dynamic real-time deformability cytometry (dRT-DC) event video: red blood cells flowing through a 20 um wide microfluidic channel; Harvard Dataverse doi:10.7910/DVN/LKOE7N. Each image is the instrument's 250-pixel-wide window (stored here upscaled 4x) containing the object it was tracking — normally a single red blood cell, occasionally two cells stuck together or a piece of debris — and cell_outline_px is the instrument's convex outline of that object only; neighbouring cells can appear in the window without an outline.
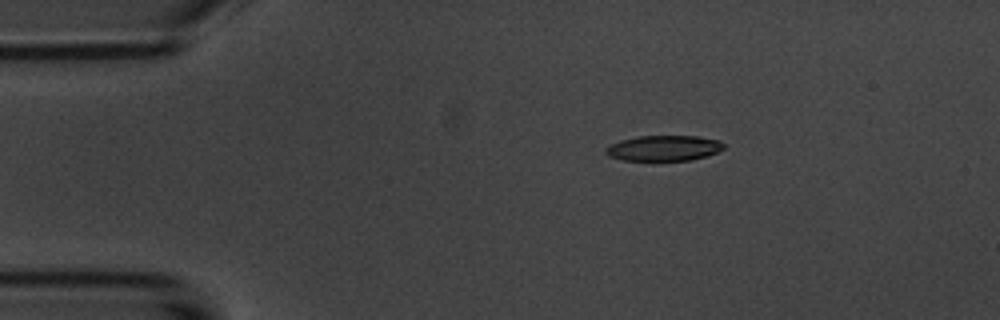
{"species": "common noctule bat (a hibernating species)", "species_latin": "Nyctalus noctula", "temperature_condition": "room temperature", "stored_images_in_passage": 6, "camera_frame_rate_fps": 3000, "um_per_image_px": 0.085, "animal": {"sex": "male", "body_mass_g": 20.1, "forearm_length_mm": 53.5}, "frame": {"image": 1, "passage_image": 3, "time_ms": 3.0, "image_size_px": [1000, 320], "cell_outline_px": [[724, 148], [716, 152], [692, 160], [624, 160], [608, 156], [604, 152], [604, 148], [608, 144], [620, 140], [636, 136], [696, 136], [720, 140], [724, 144]], "centroid_in_image_um": [56.36, 12.58], "position_along_channel_um": 28.6, "area_um2": 17.57}}
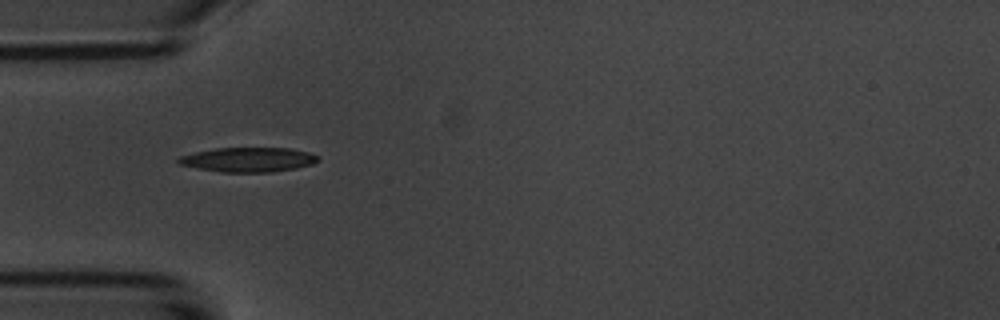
{"frame": {"image": 2, "passage_image": 5, "time_ms": 5.333, "image_size_px": [1000, 320], "cell_outline_px": [[320, 160], [312, 164], [296, 168], [272, 172], [220, 172], [196, 168], [176, 164], [176, 160], [180, 156], [196, 152], [216, 148], [288, 148], [308, 152], [320, 156]], "centroid_in_image_um": [21.09, 13.57], "position_along_channel_um": 63.9, "area_um2": 20.06}}